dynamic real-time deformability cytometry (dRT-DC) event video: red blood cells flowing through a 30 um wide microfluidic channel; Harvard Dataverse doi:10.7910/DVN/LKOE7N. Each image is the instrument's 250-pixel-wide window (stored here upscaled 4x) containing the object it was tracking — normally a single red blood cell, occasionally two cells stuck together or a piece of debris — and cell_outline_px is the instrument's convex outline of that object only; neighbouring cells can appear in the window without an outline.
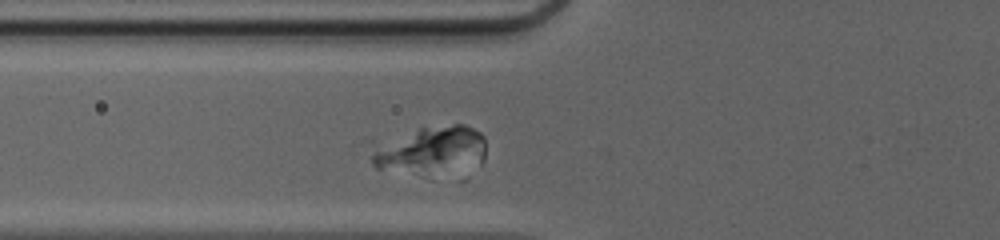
{"species": "common noctule bat (a hibernating species)", "species_latin": "Nyctalus noctula", "temperature_condition": "cold", "stored_images_in_passage": 36, "camera_frame_rate_fps": 3000, "um_per_image_px": 0.085, "animal": {"sex": "female", "body_mass_g": 20.0, "forearm_length_mm": 54.0}, "frame": {"image": 1, "passage_image": 5, "time_ms": 1.333, "image_size_px": [1000, 240], "cell_outline_px": [[484, 160], [480, 164], [380, 168], [376, 168], [372, 164], [372, 156], [376, 152], [420, 128], [452, 124], [464, 124], [480, 132], [484, 136]], "centroid_in_image_um": [36.87, 12.6], "position_along_channel_um": 88.9, "area_um2": 26.76}}
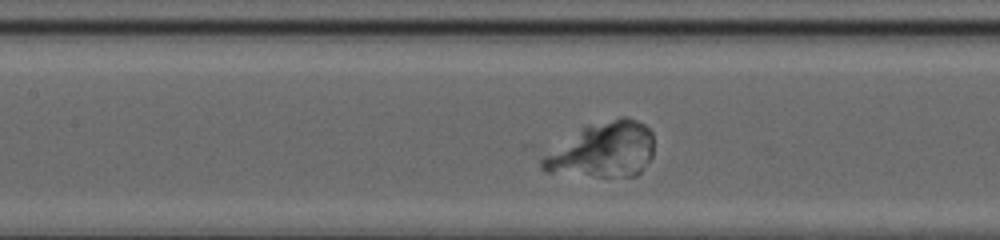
{"frame": {"image": 2, "passage_image": 10, "time_ms": 3.0, "image_size_px": [1000, 240], "cell_outline_px": [[652, 156], [640, 172], [636, 176], [596, 176], [544, 172], [540, 168], [540, 152], [584, 128], [620, 116], [624, 116], [636, 120], [644, 124], [652, 132]], "centroid_in_image_um": [51.15, 12.76], "position_along_channel_um": 156.2, "area_um2": 36.13}}
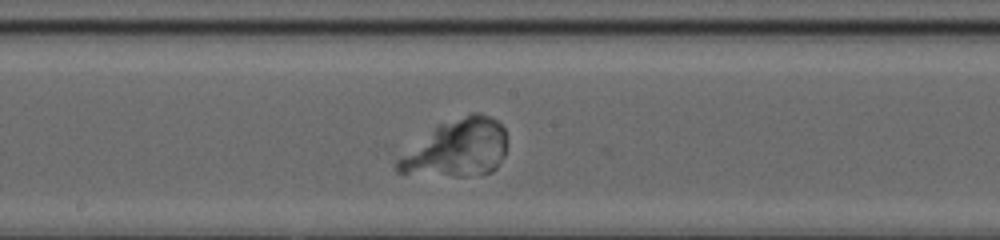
{"frame": {"image": 3, "passage_image": 14, "time_ms": 4.333, "image_size_px": [1000, 240], "cell_outline_px": [[504, 156], [496, 168], [492, 172], [468, 176], [456, 176], [396, 172], [396, 160], [440, 124], [472, 112], [480, 112], [496, 120], [504, 128]], "centroid_in_image_um": [38.87, 12.6], "position_along_channel_um": 209.3, "area_um2": 35.66}}